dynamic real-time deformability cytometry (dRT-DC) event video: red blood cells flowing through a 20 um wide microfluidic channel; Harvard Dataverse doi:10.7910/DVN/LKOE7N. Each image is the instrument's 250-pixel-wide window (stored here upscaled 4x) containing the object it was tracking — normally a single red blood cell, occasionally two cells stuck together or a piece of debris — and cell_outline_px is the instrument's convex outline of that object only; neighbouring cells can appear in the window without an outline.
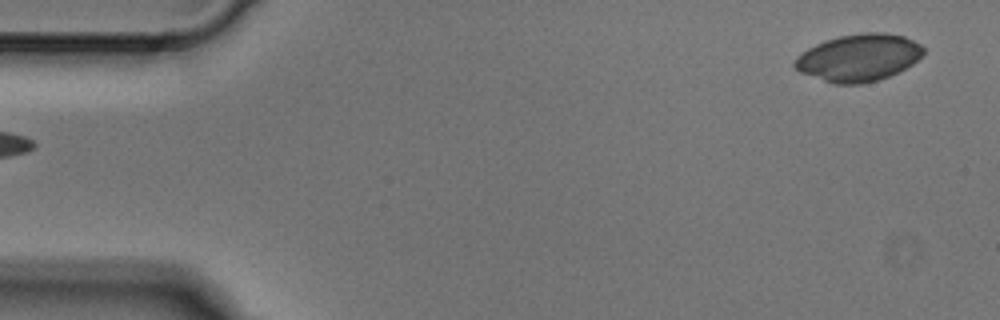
{"species": "Egyptian fruit bat (a non-hibernating species)", "species_latin": "Rousettus aegyptiacus", "temperature_condition": "cold", "stored_images_in_passage": 5, "segment_of_instrument_passage": [1, 2], "camera_frame_rate_fps": 3000, "um_per_image_px": 0.085, "animal": {"sex": "male"}, "frame": {"image": 1, "passage_image": 1, "time_ms": 0.0, "image_size_px": [1000, 320], "cell_outline_px": [[924, 52], [912, 64], [880, 80], [860, 84], [832, 84], [800, 72], [792, 64], [796, 56], [808, 48], [824, 40], [840, 36], [860, 32], [884, 32], [904, 36], [920, 44], [924, 48]], "centroid_in_image_um": [72.95, 4.9], "position_along_channel_um": 12.0, "area_um2": 35.43}}